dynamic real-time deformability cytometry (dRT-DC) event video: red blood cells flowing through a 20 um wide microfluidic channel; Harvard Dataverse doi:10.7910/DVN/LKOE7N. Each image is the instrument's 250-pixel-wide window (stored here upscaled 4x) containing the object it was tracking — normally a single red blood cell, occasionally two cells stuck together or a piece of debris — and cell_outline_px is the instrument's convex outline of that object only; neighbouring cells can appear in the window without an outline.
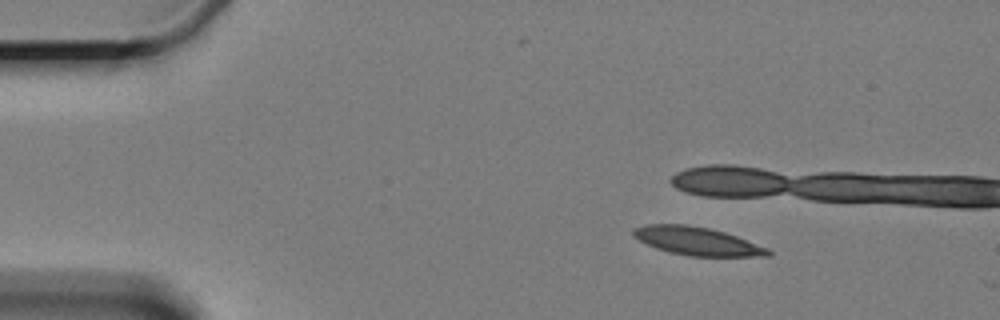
{"species": "Egyptian fruit bat (a non-hibernating species)", "species_latin": "Rousettus aegyptiacus", "temperature_condition": "cold", "stored_images_in_passage": 3, "camera_frame_rate_fps": 3000, "um_per_image_px": 0.085, "animal": {"sex": "female"}, "frame": {"image": 1, "passage_image": 1, "time_ms": 0.0, "image_size_px": [1000, 320], "cell_outline_px": [[772, 256], [688, 256], [668, 252], [656, 248], [632, 236], [632, 228], [644, 224], [684, 224], [708, 228], [724, 232], [736, 236], [768, 248], [772, 252]], "centroid_in_image_um": [59.23, 20.49], "position_along_channel_um": 25.8, "area_um2": 22.14}}